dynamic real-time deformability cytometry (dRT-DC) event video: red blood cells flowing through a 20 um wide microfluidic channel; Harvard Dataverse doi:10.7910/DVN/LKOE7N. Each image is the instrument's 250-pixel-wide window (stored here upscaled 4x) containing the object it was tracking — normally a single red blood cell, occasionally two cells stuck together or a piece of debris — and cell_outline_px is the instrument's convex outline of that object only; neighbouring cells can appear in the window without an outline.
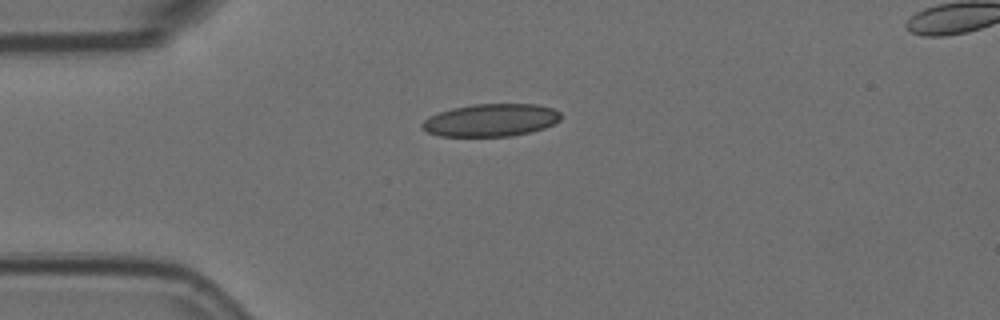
{"species": "Egyptian fruit bat (a non-hibernating species)", "species_latin": "Rousettus aegyptiacus", "temperature_condition": "room temperature", "stored_images_in_passage": 13, "camera_frame_rate_fps": 3000, "um_per_image_px": 0.085, "animal": {"sex": "female"}, "frame": {"image": 1, "passage_image": 1, "time_ms": 0.0, "image_size_px": [1000, 320], "cell_outline_px": [[560, 120], [556, 124], [544, 128], [512, 136], [440, 136], [428, 132], [420, 124], [424, 120], [440, 112], [452, 108], [472, 104], [536, 104], [552, 108], [560, 112]], "centroid_in_image_um": [41.76, 10.21], "position_along_channel_um": 43.2, "area_um2": 26.24}}
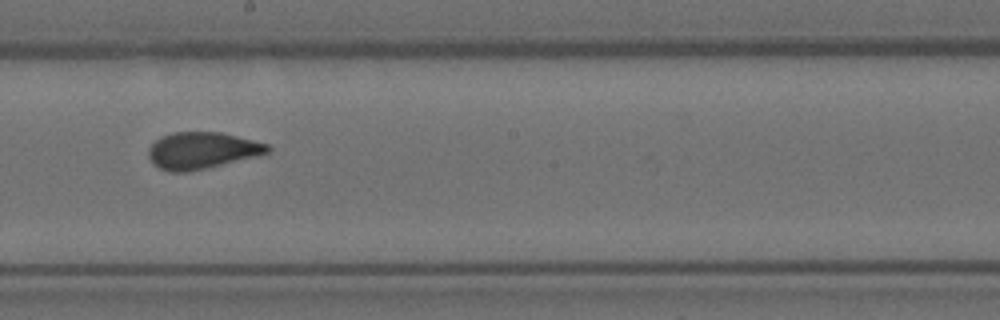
{"frame": {"image": 2, "passage_image": 6, "time_ms": 1.667, "image_size_px": [1000, 320], "cell_outline_px": [[272, 148], [268, 152], [256, 156], [188, 172], [168, 172], [152, 164], [148, 156], [148, 148], [160, 136], [172, 132], [220, 132], [268, 144]], "centroid_in_image_um": [17.11, 12.79], "position_along_channel_um": 231.1, "area_um2": 25.37}}
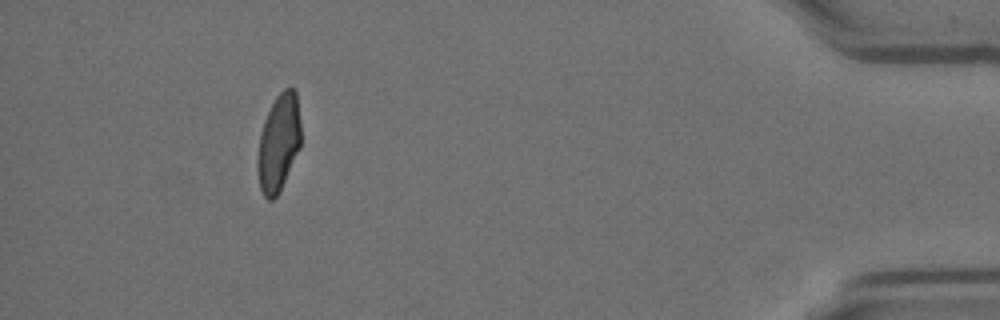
{"frame": {"image": 3, "passage_image": 11, "time_ms": 3.333, "image_size_px": [1000, 320], "cell_outline_px": [[300, 148], [276, 196], [272, 200], [268, 200], [264, 196], [260, 188], [260, 132], [264, 120], [276, 96], [284, 88], [292, 88], [296, 92], [300, 120]], "centroid_in_image_um": [23.72, 12.07], "position_along_channel_um": 411.5, "area_um2": 23.52}}